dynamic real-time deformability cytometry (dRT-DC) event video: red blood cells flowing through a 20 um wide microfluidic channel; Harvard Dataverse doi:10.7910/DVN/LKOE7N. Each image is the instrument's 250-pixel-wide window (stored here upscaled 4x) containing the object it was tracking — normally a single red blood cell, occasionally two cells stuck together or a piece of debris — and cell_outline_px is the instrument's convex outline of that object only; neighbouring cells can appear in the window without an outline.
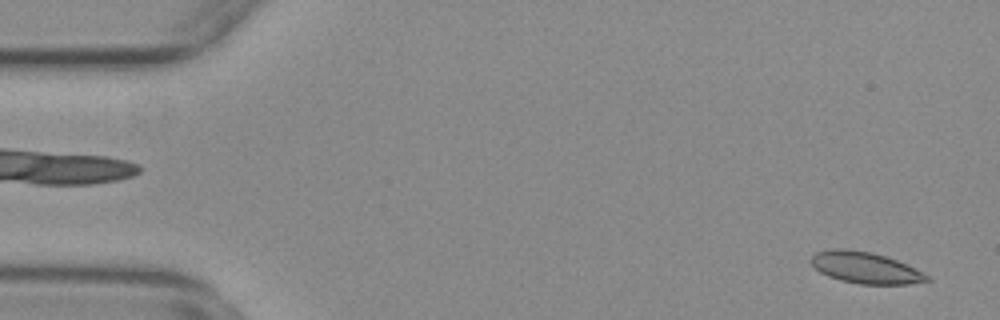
{"species": "common noctule bat (a hibernating species)", "species_latin": "Nyctalus noctula", "temperature_condition": "warm", "stored_images_in_passage": 54, "camera_frame_rate_fps": 3000, "um_per_image_px": 0.085, "animal": {"sex": "female", "body_mass_g": 29.2, "forearm_length_mm": 56.3}, "frame": {"image": 1, "passage_image": 2, "time_ms": 0.333, "image_size_px": [1000, 320], "cell_outline_px": [[932, 280], [908, 284], [860, 284], [840, 280], [828, 276], [820, 272], [808, 260], [816, 252], [836, 248], [848, 248], [868, 252], [884, 256], [896, 260], [928, 276]], "centroid_in_image_um": [73.49, 22.75], "position_along_channel_um": 11.5, "area_um2": 20.87}}
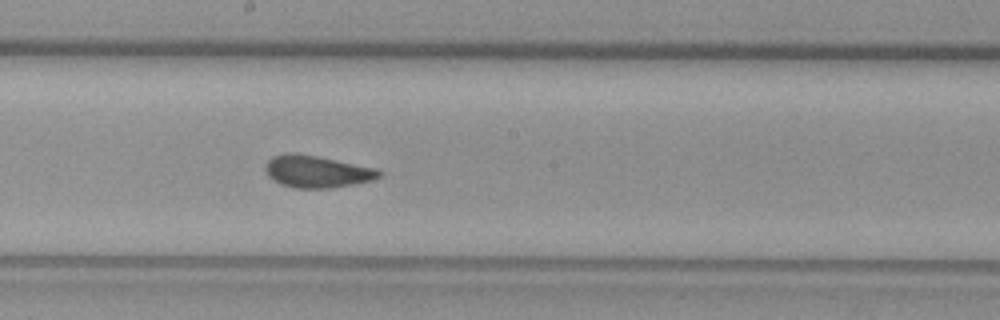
{"frame": {"image": 2, "passage_image": 29, "time_ms": 9.333, "image_size_px": [1000, 320], "cell_outline_px": [[384, 172], [380, 176], [372, 180], [356, 184], [332, 188], [292, 188], [280, 184], [272, 180], [268, 176], [264, 168], [264, 164], [272, 156], [284, 152], [296, 152], [376, 168]], "centroid_in_image_um": [26.89, 14.58], "position_along_channel_um": 221.3, "area_um2": 21.62}}
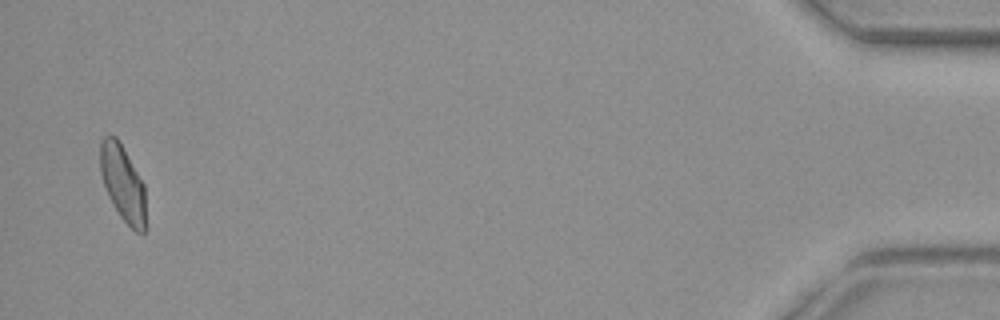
{"frame": {"image": 3, "passage_image": 53, "time_ms": 17.333, "image_size_px": [1000, 320], "cell_outline_px": [[148, 228], [144, 232], [136, 232], [120, 216], [112, 204], [108, 196], [100, 172], [100, 140], [104, 136], [116, 136], [144, 184], [148, 224]], "centroid_in_image_um": [10.47, 15.64], "position_along_channel_um": 424.7, "area_um2": 20.46}, "authors_computed_cell_mechanics": {"area_um2": 21.0681, "velocity_mm_per_s": 3.7228, "shape_relaxation_time_tau1_ms": 10.9848, "shape_relaxation_time_tau2_ms": 1.1313, "deformation_change_tau1": 0.1936, "deformation_change_tau2": 0.0661}}